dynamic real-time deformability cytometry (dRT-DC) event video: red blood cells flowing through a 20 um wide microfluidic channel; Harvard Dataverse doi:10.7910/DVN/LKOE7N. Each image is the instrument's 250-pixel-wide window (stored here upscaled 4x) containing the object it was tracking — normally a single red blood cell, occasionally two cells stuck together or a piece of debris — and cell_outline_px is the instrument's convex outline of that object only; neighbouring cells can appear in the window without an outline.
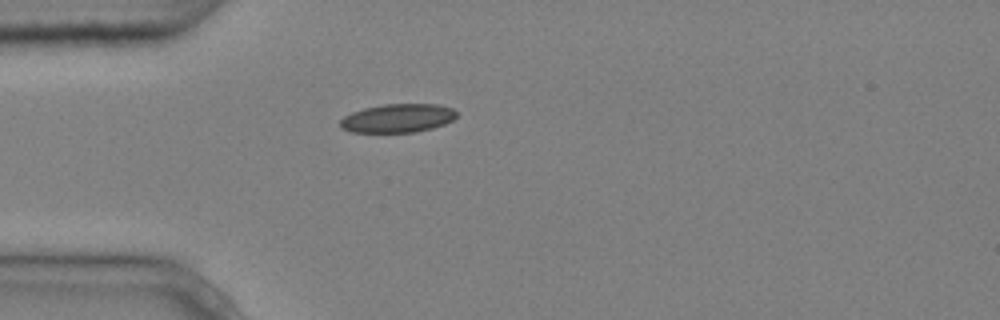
{"species": "common noctule bat (a hibernating species)", "species_latin": "Nyctalus noctula", "temperature_condition": "cold", "stored_images_in_passage": 1, "camera_frame_rate_fps": 3000, "um_per_image_px": 0.085, "animal": {"sex": "male", "body_mass_g": 20.4}, "frame": {"image": 1, "passage_image": 1, "time_ms": 0.0, "image_size_px": [1000, 320], "cell_outline_px": [[456, 116], [452, 120], [444, 124], [432, 128], [416, 132], [352, 132], [340, 128], [340, 120], [344, 116], [352, 112], [364, 108], [384, 104], [436, 104], [452, 108], [456, 112]], "centroid_in_image_um": [33.78, 10.04], "position_along_channel_um": 51.2, "area_um2": 19.36}}